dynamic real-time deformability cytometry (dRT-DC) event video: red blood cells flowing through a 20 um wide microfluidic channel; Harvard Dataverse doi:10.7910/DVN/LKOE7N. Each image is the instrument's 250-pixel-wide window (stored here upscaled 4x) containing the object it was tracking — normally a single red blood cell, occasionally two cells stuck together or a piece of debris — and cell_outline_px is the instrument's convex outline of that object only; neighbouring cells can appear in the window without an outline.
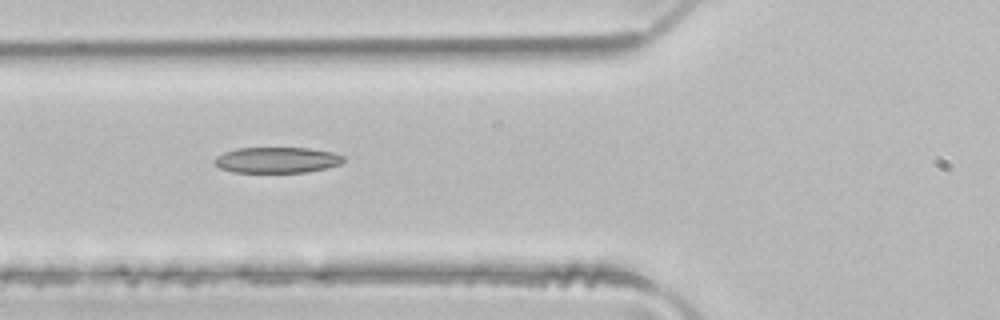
{"species": "common noctule bat (a hibernating species)", "species_latin": "Nyctalus noctula", "temperature_condition": "room temperature", "stored_images_in_passage": 4, "segment_of_instrument_passage": [1, 2], "camera_frame_rate_fps": 3000, "um_per_image_px": 0.085, "animal": {"sex": "male", "body_mass_g": 21.5, "forearm_length_mm": 52.0}, "frame": {"image": 1, "passage_image": 2, "time_ms": 0.333, "image_size_px": [1000, 320], "cell_outline_px": [[344, 160], [340, 164], [324, 168], [304, 172], [232, 172], [220, 168], [212, 160], [216, 156], [224, 152], [236, 148], [308, 148], [332, 152], [344, 156]], "centroid_in_image_um": [23.5, 13.59], "position_along_channel_um": 102.3, "area_um2": 19.31}}
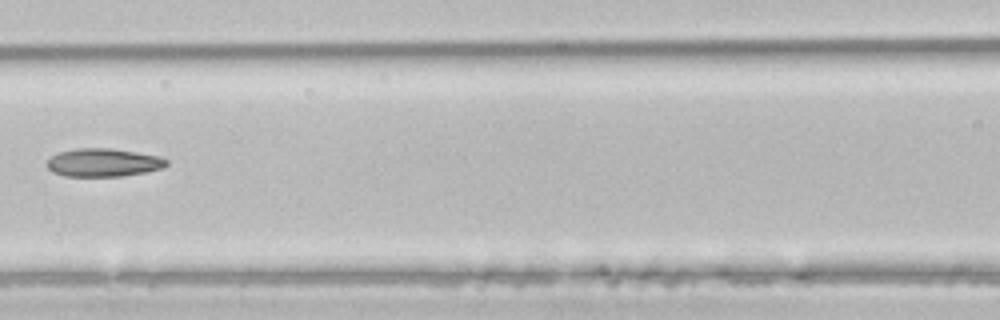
{"frame": {"image": 2, "passage_image": 3, "time_ms": 0.667, "image_size_px": [1000, 320], "cell_outline_px": [[168, 164], [164, 168], [148, 172], [124, 176], [64, 176], [52, 172], [48, 168], [48, 160], [52, 156], [60, 152], [76, 148], [112, 148], [160, 156], [168, 160]], "centroid_in_image_um": [8.83, 13.82], "position_along_channel_um": 157.8, "area_um2": 19.77}}